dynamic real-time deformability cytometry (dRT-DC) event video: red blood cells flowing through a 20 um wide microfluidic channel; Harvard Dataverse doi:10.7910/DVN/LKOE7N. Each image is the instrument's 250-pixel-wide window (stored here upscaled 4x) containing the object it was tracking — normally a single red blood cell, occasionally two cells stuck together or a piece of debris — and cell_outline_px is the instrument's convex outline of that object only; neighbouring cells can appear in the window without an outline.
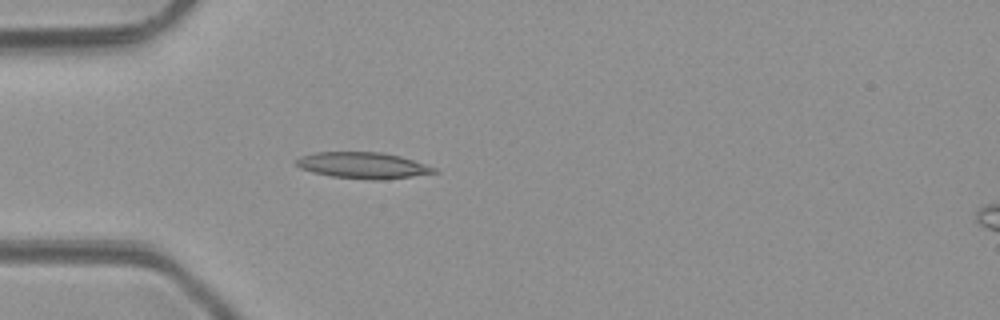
{"species": "common noctule bat (a hibernating species)", "species_latin": "Nyctalus noctula", "temperature_condition": "room temperature", "stored_images_in_passage": 5, "camera_frame_rate_fps": 3000, "um_per_image_px": 0.085, "animal": {"sex": "male", "body_mass_g": 23.1, "forearm_length_mm": 52.7}, "frame": {"image": 1, "passage_image": 4, "time_ms": 3.333, "image_size_px": [1000, 320], "cell_outline_px": [[440, 172], [384, 180], [372, 180], [332, 176], [312, 172], [300, 168], [296, 164], [296, 160], [300, 156], [316, 152], [380, 152], [400, 156], [436, 168]], "centroid_in_image_um": [30.85, 14.06], "position_along_channel_um": 54.2, "area_um2": 20.98}}